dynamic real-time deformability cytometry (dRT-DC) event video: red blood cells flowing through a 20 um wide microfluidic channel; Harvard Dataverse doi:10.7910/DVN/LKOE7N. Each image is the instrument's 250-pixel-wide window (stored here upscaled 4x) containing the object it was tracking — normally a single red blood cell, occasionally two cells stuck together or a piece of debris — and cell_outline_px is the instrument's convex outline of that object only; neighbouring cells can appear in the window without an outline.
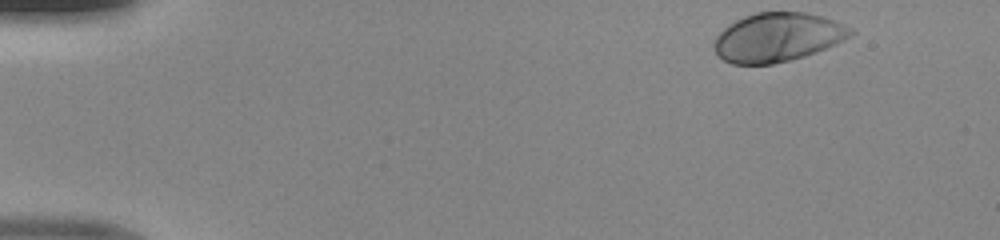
{"species": "human", "species_latin": "Homo sapiens", "temperature_condition": "room temperature", "stored_images_in_passage": 45, "camera_frame_rate_fps": 3000, "um_per_image_px": 0.085, "donor": {"sex": "male"}, "frame": {"image": 1, "passage_image": 1, "time_ms": 0.0, "image_size_px": [1000, 240], "cell_outline_px": [[852, 32], [848, 36], [824, 48], [804, 56], [772, 64], [732, 64], [724, 60], [716, 52], [716, 40], [720, 32], [724, 28], [736, 20], [744, 16], [756, 12], [804, 12], [820, 16], [832, 20], [840, 24]], "centroid_in_image_um": [66.02, 3.17], "position_along_channel_um": 19.0, "area_um2": 37.69}}
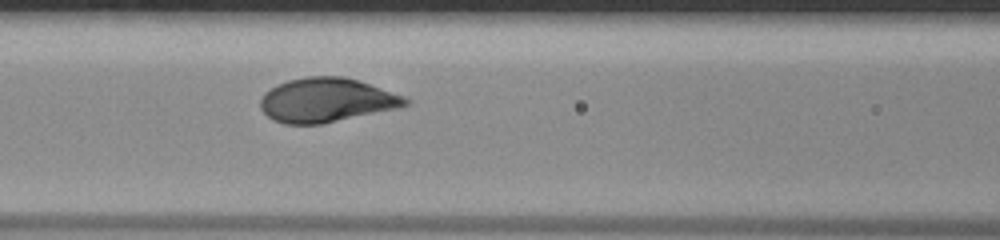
{"frame": {"image": 2, "passage_image": 18, "time_ms": 5.667, "image_size_px": [1000, 240], "cell_outline_px": [[408, 104], [392, 108], [320, 124], [284, 124], [272, 120], [260, 108], [260, 100], [264, 92], [276, 84], [288, 80], [304, 76], [344, 76], [404, 96], [408, 100]], "centroid_in_image_um": [27.63, 8.49], "position_along_channel_um": 139.0, "area_um2": 36.7}}
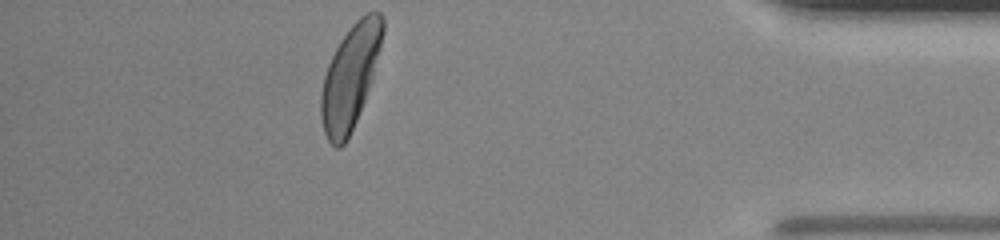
{"frame": {"image": 3, "passage_image": 40, "time_ms": 13.0, "image_size_px": [1000, 240], "cell_outline_px": [[384, 32], [380, 48], [372, 76], [364, 100], [356, 120], [344, 144], [340, 148], [336, 148], [328, 140], [324, 132], [320, 116], [320, 96], [324, 76], [328, 64], [340, 40], [352, 24], [360, 16], [368, 12], [380, 12], [384, 20]], "centroid_in_image_um": [29.75, 6.51], "position_along_channel_um": 405.5, "area_um2": 36.7}}